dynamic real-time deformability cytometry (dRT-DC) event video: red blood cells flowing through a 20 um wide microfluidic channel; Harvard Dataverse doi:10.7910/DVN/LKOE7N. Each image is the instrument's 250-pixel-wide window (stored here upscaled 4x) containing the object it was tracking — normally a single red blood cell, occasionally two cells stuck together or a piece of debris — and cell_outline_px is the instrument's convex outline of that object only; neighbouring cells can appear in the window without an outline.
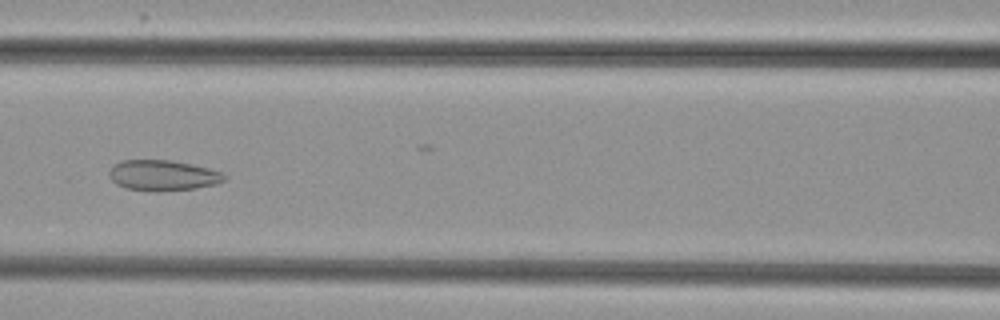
{"species": "common noctule bat (a hibernating species)", "species_latin": "Nyctalus noctula", "temperature_condition": "cold", "stored_images_in_passage": 41, "camera_frame_rate_fps": 3000, "um_per_image_px": 0.085, "animal": {"sex": "female", "body_mass_g": 29.2, "forearm_length_mm": 56.3}, "frame": {"image": 1, "passage_image": 12, "time_ms": 3.667, "image_size_px": [1000, 320], "cell_outline_px": [[228, 176], [224, 180], [216, 184], [196, 188], [160, 192], [156, 192], [124, 188], [116, 184], [108, 176], [108, 172], [112, 164], [124, 160], [172, 160], [192, 164], [224, 172]], "centroid_in_image_um": [13.84, 14.91], "position_along_channel_um": 152.8, "area_um2": 20.92}}
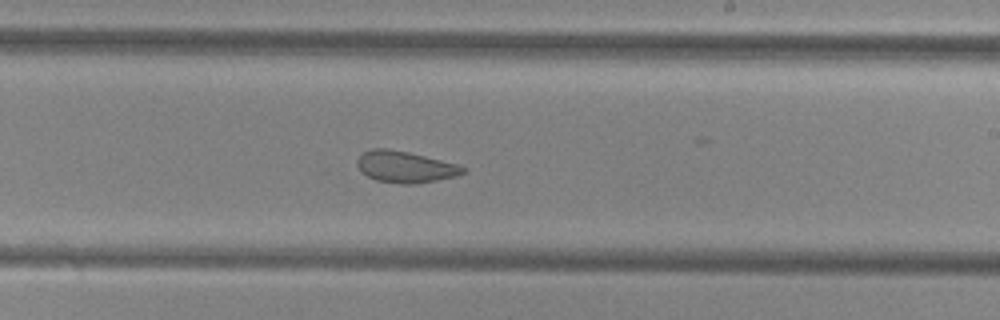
{"frame": {"image": 2, "passage_image": 20, "time_ms": 6.333, "image_size_px": [1000, 320], "cell_outline_px": [[468, 168], [464, 172], [456, 176], [416, 184], [404, 184], [376, 180], [360, 172], [356, 164], [356, 160], [364, 152], [372, 148], [388, 148], [408, 152], [456, 164]], "centroid_in_image_um": [34.41, 14.18], "position_along_channel_um": 254.6, "area_um2": 19.31}}
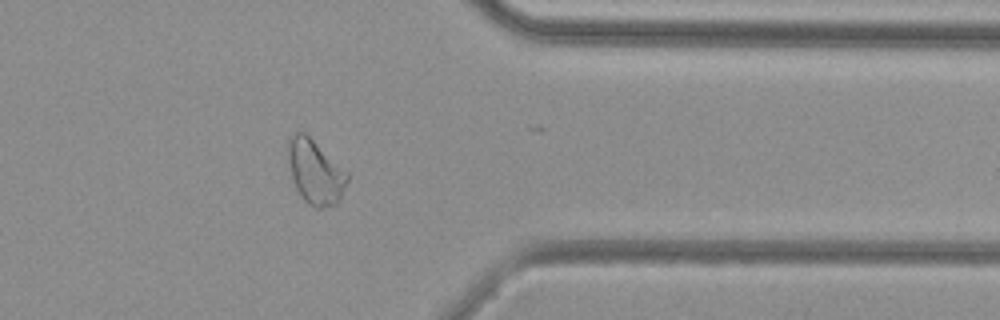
{"frame": {"image": 3, "passage_image": 31, "time_ms": 10.0, "image_size_px": [1000, 320], "cell_outline_px": [[348, 180], [340, 200], [336, 204], [324, 208], [316, 208], [308, 204], [304, 200], [296, 188], [292, 180], [284, 152], [288, 136], [292, 132], [304, 132], [348, 172]], "centroid_in_image_um": [26.73, 14.58], "position_along_channel_um": 384.7, "area_um2": 22.77}, "authors_computed_cell_mechanics": {"area_um2": 21.1548, "velocity_mm_per_s": 3.8341, "shape_relaxation_time_tau1_ms": null, "shape_relaxation_time_tau2_ms": 1.7523, "deformation_change_tau1": null, "deformation_change_tau2": 0.0828}}